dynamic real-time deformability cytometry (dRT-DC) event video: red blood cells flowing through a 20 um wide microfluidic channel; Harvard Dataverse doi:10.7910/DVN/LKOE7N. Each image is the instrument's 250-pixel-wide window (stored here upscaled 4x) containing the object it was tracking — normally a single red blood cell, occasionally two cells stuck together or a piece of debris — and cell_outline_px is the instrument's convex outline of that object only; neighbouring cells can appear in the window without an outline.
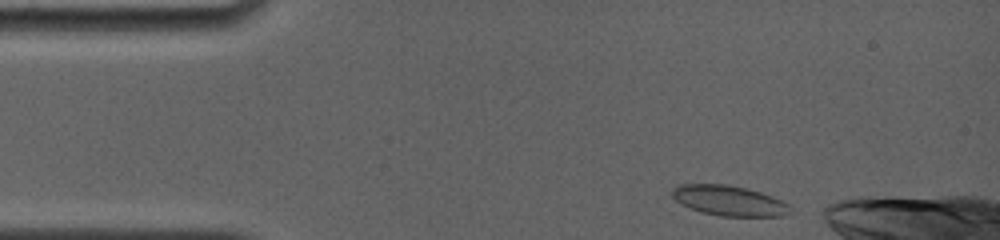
{"species": "common noctule bat (a hibernating species)", "species_latin": "Nyctalus noctula", "temperature_condition": "room temperature", "stored_images_in_passage": 37, "camera_frame_rate_fps": 4000, "um_per_image_px": 0.085, "animal": {"sex": "female", "body_mass_g": 19.0, "forearm_length_mm": 56.7}, "frame": {"image": 1, "passage_image": 1, "time_ms": 0.0, "image_size_px": [1000, 240], "cell_outline_px": [[788, 212], [784, 216], [720, 216], [700, 212], [680, 204], [672, 196], [672, 188], [680, 184], [728, 184], [760, 192], [772, 196], [788, 204]], "centroid_in_image_um": [61.91, 17.05], "position_along_channel_um": 23.1, "area_um2": 20.63}}
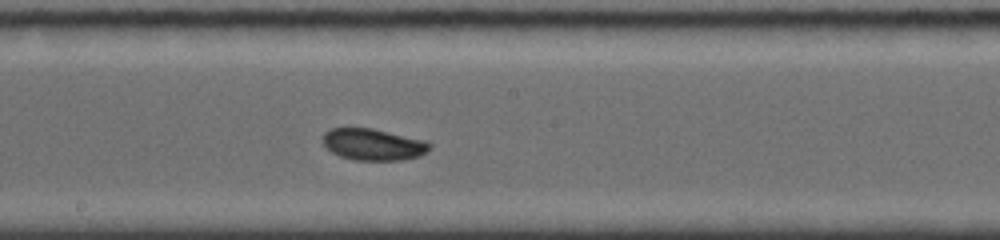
{"frame": {"image": 2, "passage_image": 22, "time_ms": 6.75, "image_size_px": [1000, 240], "cell_outline_px": [[432, 148], [428, 152], [420, 156], [400, 160], [352, 160], [340, 156], [332, 152], [320, 140], [324, 132], [332, 128], [372, 128], [428, 140], [432, 144]], "centroid_in_image_um": [31.76, 12.27], "position_along_channel_um": 216.4, "area_um2": 20.06}}
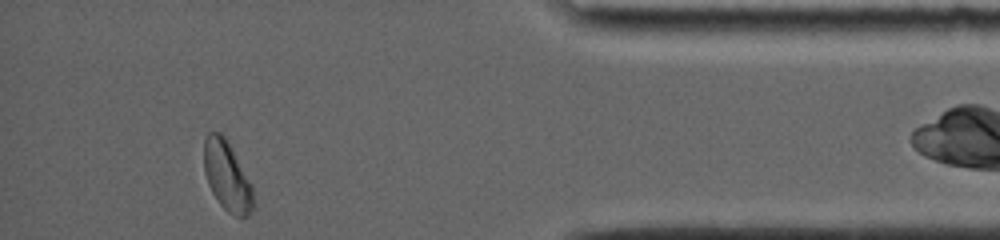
{"frame": {"image": 3, "passage_image": 36, "time_ms": 12.75, "image_size_px": [1000, 240], "cell_outline_px": [[256, 204], [248, 216], [236, 216], [228, 212], [220, 204], [212, 192], [208, 184], [204, 172], [204, 136], [208, 132], [220, 132], [224, 136], [252, 184]], "centroid_in_image_um": [19.31, 14.99], "position_along_channel_um": 415.9, "area_um2": 20.11}}